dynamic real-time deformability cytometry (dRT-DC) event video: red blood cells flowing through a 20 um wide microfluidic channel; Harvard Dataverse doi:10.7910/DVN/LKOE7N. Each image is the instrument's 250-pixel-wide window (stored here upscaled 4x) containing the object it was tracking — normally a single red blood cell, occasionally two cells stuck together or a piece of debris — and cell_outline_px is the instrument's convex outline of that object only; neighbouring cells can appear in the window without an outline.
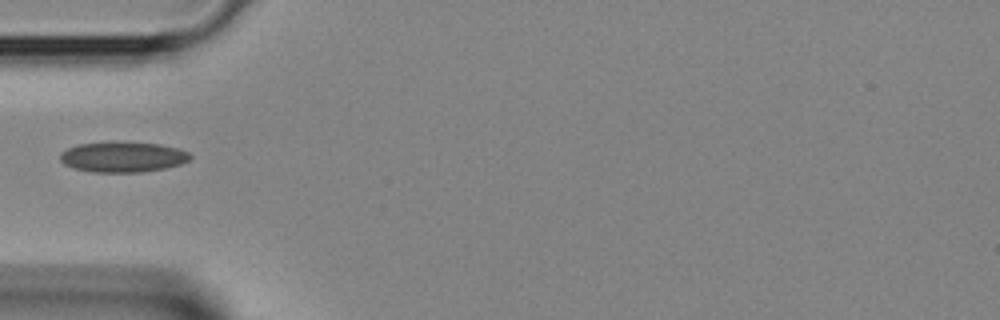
{"species": "Egyptian fruit bat (a non-hibernating species)", "species_latin": "Rousettus aegyptiacus", "temperature_condition": "room temperature", "stored_images_in_passage": 3, "camera_frame_rate_fps": 3000, "um_per_image_px": 0.085, "animal": {"sex": "female"}, "frame": {"image": 1, "passage_image": 3, "time_ms": 0.667, "image_size_px": [1000, 320], "cell_outline_px": [[192, 156], [188, 160], [180, 164], [164, 168], [140, 172], [92, 172], [76, 168], [64, 164], [60, 160], [60, 152], [68, 148], [80, 144], [108, 140], [116, 140], [160, 144], [180, 148], [188, 152]], "centroid_in_image_um": [10.43, 13.3], "position_along_channel_um": 74.6, "area_um2": 23.47}}